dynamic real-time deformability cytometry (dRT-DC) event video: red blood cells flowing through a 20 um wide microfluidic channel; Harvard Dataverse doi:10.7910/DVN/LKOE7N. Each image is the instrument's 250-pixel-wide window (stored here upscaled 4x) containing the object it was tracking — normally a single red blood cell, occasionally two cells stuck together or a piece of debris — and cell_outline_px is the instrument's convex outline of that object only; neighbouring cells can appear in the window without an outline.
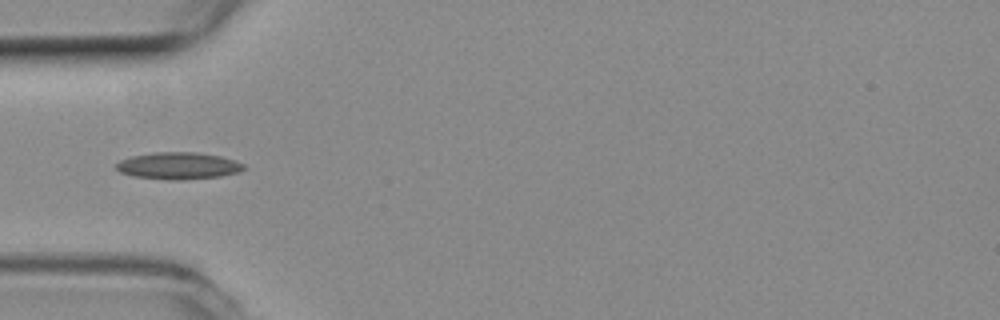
{"species": "common noctule bat (a hibernating species)", "species_latin": "Nyctalus noctula", "temperature_condition": "room temperature", "stored_images_in_passage": 37, "camera_frame_rate_fps": 3000, "um_per_image_px": 0.085, "animal": {"sex": "female", "body_mass_g": 19.3, "forearm_length_mm": 54.1}, "frame": {"image": 1, "passage_image": 1, "time_ms": 0.0, "image_size_px": [1000, 320], "cell_outline_px": [[248, 168], [240, 172], [220, 176], [184, 180], [168, 180], [132, 176], [120, 172], [116, 168], [116, 164], [120, 160], [132, 156], [156, 152], [196, 152], [220, 156], [236, 160], [244, 164]], "centroid_in_image_um": [15.2, 14.1], "position_along_channel_um": 69.8, "area_um2": 20.23}}
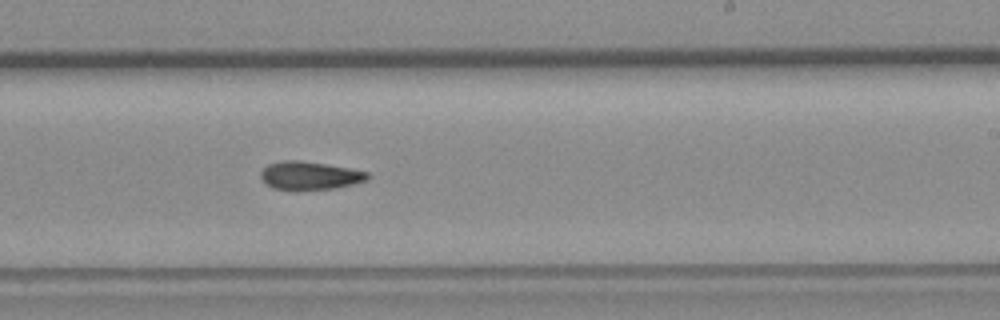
{"frame": {"image": 2, "passage_image": 16, "time_ms": 5.0, "image_size_px": [1000, 320], "cell_outline_px": [[368, 180], [336, 188], [296, 192], [272, 188], [264, 184], [260, 176], [260, 172], [268, 164], [280, 160], [300, 160], [348, 168], [368, 172]], "centroid_in_image_um": [26.25, 14.96], "position_along_channel_um": 262.7, "area_um2": 18.03}}
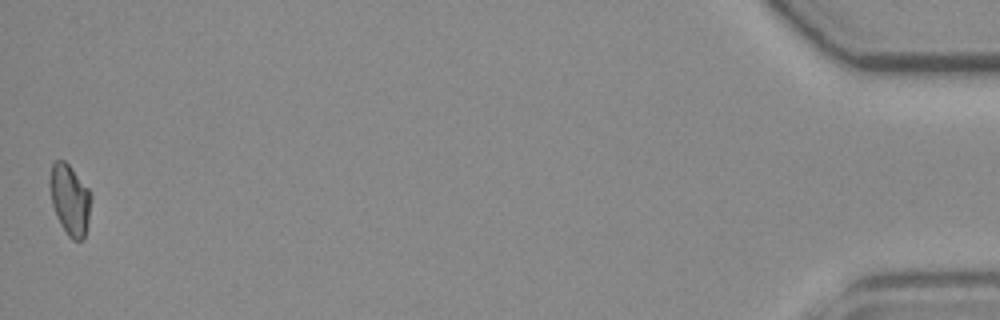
{"frame": {"image": 3, "passage_image": 37, "time_ms": 12.0, "image_size_px": [1000, 320], "cell_outline_px": [[92, 196], [88, 224], [84, 240], [72, 240], [68, 236], [60, 224], [56, 216], [52, 204], [48, 184], [48, 180], [52, 164], [56, 160], [64, 160], [68, 164], [88, 188]], "centroid_in_image_um": [5.93, 16.98], "position_along_channel_um": 429.3, "area_um2": 17.22}}